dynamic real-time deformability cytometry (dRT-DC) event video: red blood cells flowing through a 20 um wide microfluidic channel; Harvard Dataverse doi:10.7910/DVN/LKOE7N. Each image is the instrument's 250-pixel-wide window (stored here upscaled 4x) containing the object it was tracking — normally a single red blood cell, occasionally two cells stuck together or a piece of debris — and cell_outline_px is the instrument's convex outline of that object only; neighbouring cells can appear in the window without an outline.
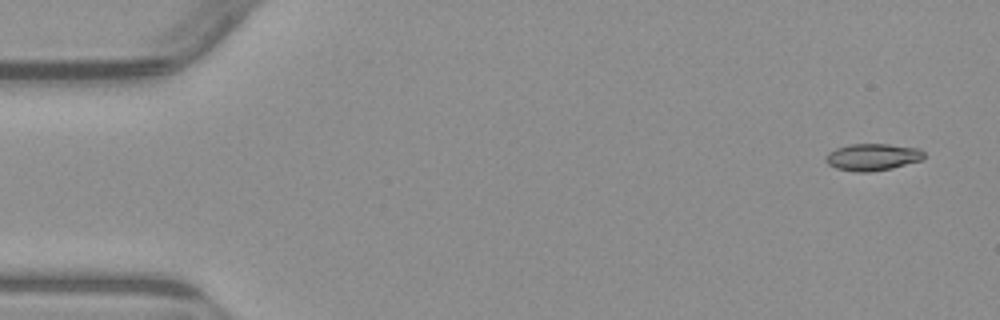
{"species": "common noctule bat (a hibernating species)", "species_latin": "Nyctalus noctula", "temperature_condition": "warm", "stored_images_in_passage": 4, "camera_frame_rate_fps": 3000, "um_per_image_px": 0.085, "animal": {"sex": "male", "body_mass_g": 23.1, "forearm_length_mm": 52.7}, "frame": {"image": 1, "passage_image": 1, "time_ms": 0.0, "image_size_px": [1000, 320], "cell_outline_px": [[924, 160], [892, 168], [872, 172], [856, 172], [836, 168], [828, 164], [824, 160], [824, 156], [828, 152], [836, 148], [848, 144], [888, 144], [920, 148], [924, 152]], "centroid_in_image_um": [74.16, 13.35], "position_along_channel_um": 10.8, "area_um2": 15.72}}
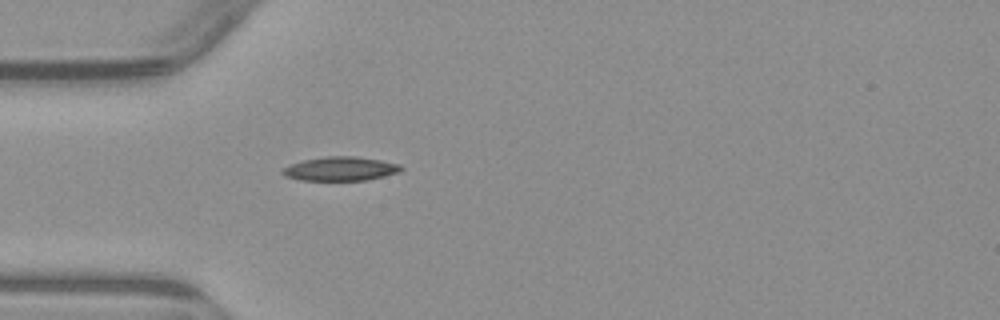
{"frame": {"image": 2, "passage_image": 4, "time_ms": 4.333, "image_size_px": [1000, 320], "cell_outline_px": [[404, 168], [400, 172], [368, 180], [300, 180], [284, 176], [280, 172], [284, 168], [292, 164], [304, 160], [328, 156], [356, 156], [380, 160], [400, 164]], "centroid_in_image_um": [28.97, 14.35], "position_along_channel_um": 56.0, "area_um2": 16.53}}